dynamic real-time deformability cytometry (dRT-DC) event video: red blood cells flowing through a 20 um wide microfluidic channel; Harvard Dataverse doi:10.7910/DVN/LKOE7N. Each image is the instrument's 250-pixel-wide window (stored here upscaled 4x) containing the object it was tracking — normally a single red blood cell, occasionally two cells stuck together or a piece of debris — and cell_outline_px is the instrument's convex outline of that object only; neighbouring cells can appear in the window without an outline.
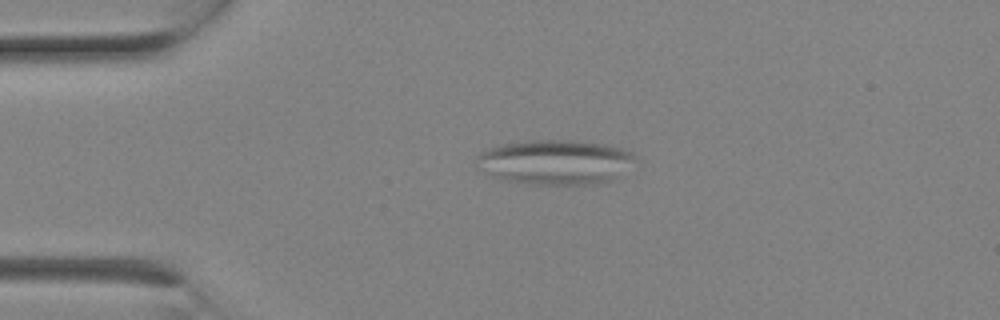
{"species": "Egyptian fruit bat (a non-hibernating species)", "species_latin": "Rousettus aegyptiacus", "temperature_condition": "room temperature", "stored_images_in_passage": 1, "camera_frame_rate_fps": 3000, "um_per_image_px": 0.085, "animal": {"sex": "female"}, "frame": {"image": 1, "passage_image": 1, "time_ms": 0.0, "image_size_px": [1000, 320], "cell_outline_px": [[640, 160], [612, 180], [596, 184], [528, 184], [508, 180], [492, 176], [476, 164], [476, 156], [480, 152], [488, 148], [500, 144], [532, 140], [572, 140], [604, 144], [620, 148], [632, 152]], "centroid_in_image_um": [47.24, 13.77], "position_along_channel_um": 37.8, "area_um2": 41.56}}